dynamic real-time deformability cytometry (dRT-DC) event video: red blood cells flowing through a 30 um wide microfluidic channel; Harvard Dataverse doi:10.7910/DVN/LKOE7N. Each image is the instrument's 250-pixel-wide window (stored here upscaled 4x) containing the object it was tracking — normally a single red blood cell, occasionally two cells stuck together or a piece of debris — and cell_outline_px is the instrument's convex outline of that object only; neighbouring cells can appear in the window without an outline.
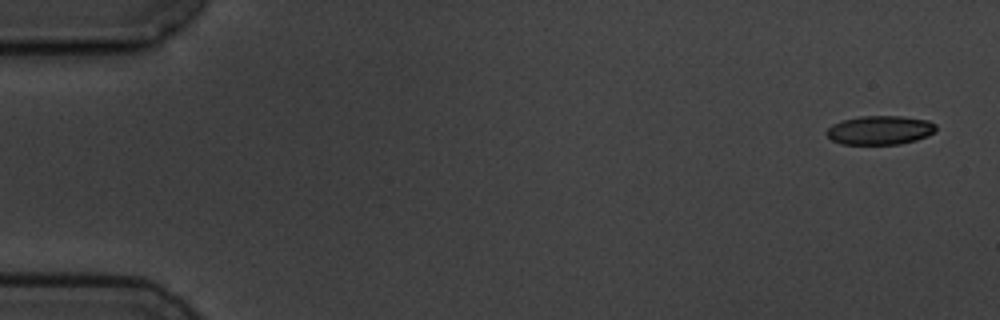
{"species": "common noctule bat (a hibernating species)", "species_latin": "Nyctalus noctula", "temperature_condition": "cold", "stored_images_in_passage": 11, "camera_frame_rate_fps": 3000, "um_per_image_px": 0.085, "animal": {"sex": "male", "body_mass_g": 19.5, "forearm_length_mm": 54.6}, "frame": {"image": 1, "passage_image": 1, "time_ms": 0.0, "image_size_px": [1000, 320], "cell_outline_px": [[936, 132], [928, 136], [916, 140], [900, 144], [840, 144], [832, 140], [824, 132], [832, 124], [844, 120], [860, 116], [900, 116], [928, 120], [936, 124]], "centroid_in_image_um": [74.81, 11.06], "position_along_channel_um": 10.2, "area_um2": 18.55}}
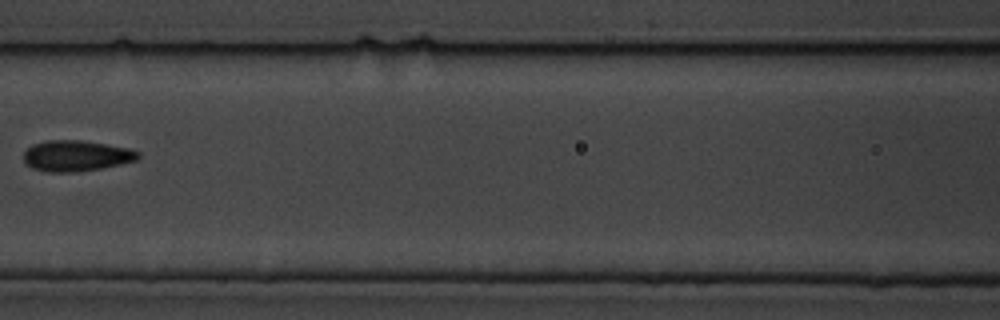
{"frame": {"image": 2, "passage_image": 7, "time_ms": 8.0, "image_size_px": [1000, 320], "cell_outline_px": [[140, 156], [136, 160], [104, 168], [76, 172], [44, 172], [32, 168], [24, 164], [24, 152], [32, 144], [48, 140], [80, 140], [128, 148], [140, 152]], "centroid_in_image_um": [6.45, 13.25], "position_along_channel_um": 160.2, "area_um2": 20.69}}
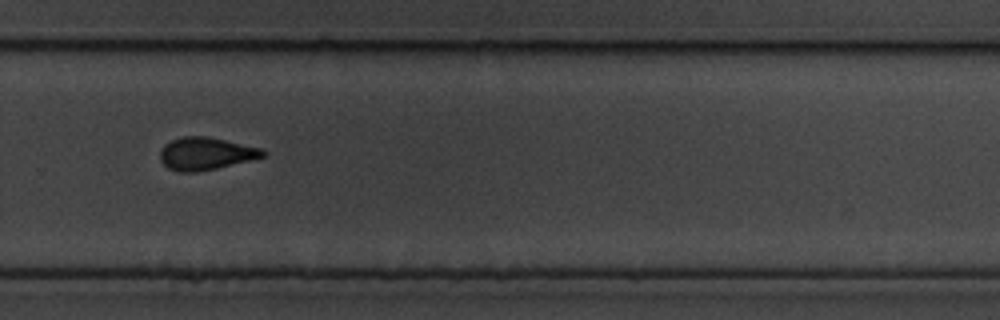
{"frame": {"image": 3, "passage_image": 11, "time_ms": 12.333, "image_size_px": [1000, 320], "cell_outline_px": [[268, 152], [264, 156], [216, 168], [196, 172], [180, 172], [168, 168], [160, 160], [160, 152], [164, 144], [172, 140], [184, 136], [208, 136], [264, 148]], "centroid_in_image_um": [17.5, 13.04], "position_along_channel_um": 312.3, "area_um2": 19.48}}